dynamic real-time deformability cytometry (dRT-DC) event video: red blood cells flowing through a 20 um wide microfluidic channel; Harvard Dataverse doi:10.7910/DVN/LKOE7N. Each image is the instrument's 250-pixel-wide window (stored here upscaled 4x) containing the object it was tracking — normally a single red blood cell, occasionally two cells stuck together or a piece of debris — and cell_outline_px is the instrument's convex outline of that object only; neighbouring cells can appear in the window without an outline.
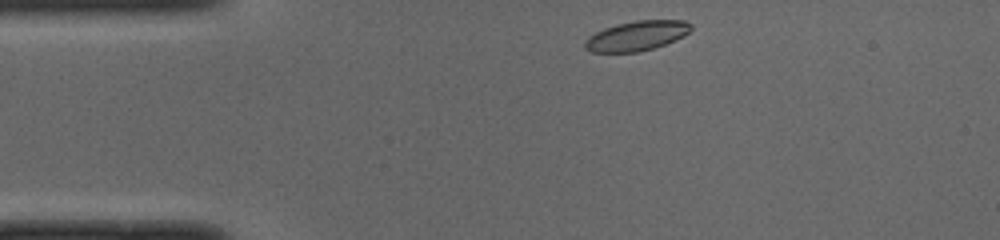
{"species": "common noctule bat (a hibernating species)", "species_latin": "Nyctalus noctula", "temperature_condition": "cold", "stored_images_in_passage": 42, "camera_frame_rate_fps": 3000, "um_per_image_px": 0.085, "animal": {"sex": "male", "body_mass_g": 19.0, "forearm_length_mm": 50.8}, "frame": {"image": 1, "passage_image": 1, "time_ms": 0.0, "image_size_px": [1000, 240], "cell_outline_px": [[692, 28], [684, 36], [676, 40], [652, 48], [636, 52], [592, 52], [584, 48], [584, 40], [588, 36], [604, 28], [616, 24], [636, 20], [684, 20], [692, 24]], "centroid_in_image_um": [54.1, 3.03], "position_along_channel_um": 30.9, "area_um2": 18.44}}
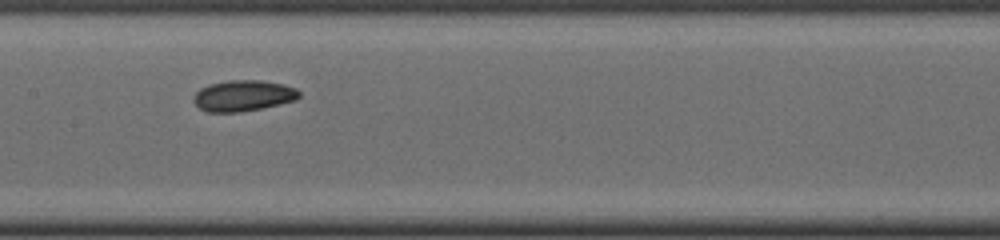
{"frame": {"image": 2, "passage_image": 16, "time_ms": 5.0, "image_size_px": [1000, 240], "cell_outline_px": [[300, 96], [296, 100], [280, 104], [240, 112], [208, 112], [200, 108], [192, 100], [192, 96], [200, 88], [208, 84], [228, 80], [260, 80], [284, 84], [296, 88], [300, 92]], "centroid_in_image_um": [20.66, 8.12], "position_along_channel_um": 186.7, "area_um2": 19.19}}
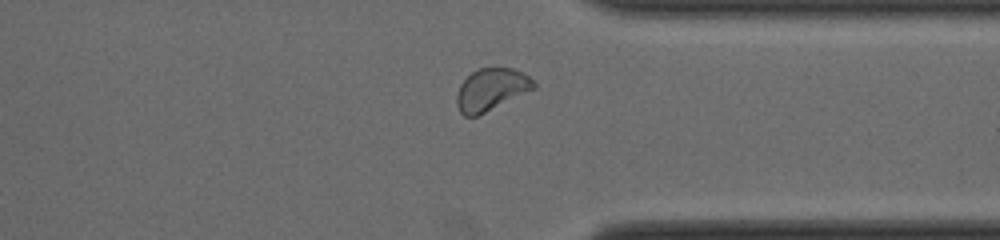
{"frame": {"image": 3, "passage_image": 30, "time_ms": 9.667, "image_size_px": [1000, 240], "cell_outline_px": [[536, 88], [476, 116], [464, 116], [460, 112], [456, 104], [456, 96], [460, 84], [472, 72], [480, 68], [512, 68], [528, 76], [536, 84]], "centroid_in_image_um": [41.73, 7.61], "position_along_channel_um": 369.7, "area_um2": 18.61}, "authors_computed_cell_mechanics": {"area_um2": 19.0451, "velocity_mm_per_s": 3.9644, "shape_relaxation_time_tau1_ms": 2.1287, "shape_relaxation_time_tau2_ms": 5.141, "deformation_change_tau1": 0.0589, "deformation_change_tau2": 0.0765}}